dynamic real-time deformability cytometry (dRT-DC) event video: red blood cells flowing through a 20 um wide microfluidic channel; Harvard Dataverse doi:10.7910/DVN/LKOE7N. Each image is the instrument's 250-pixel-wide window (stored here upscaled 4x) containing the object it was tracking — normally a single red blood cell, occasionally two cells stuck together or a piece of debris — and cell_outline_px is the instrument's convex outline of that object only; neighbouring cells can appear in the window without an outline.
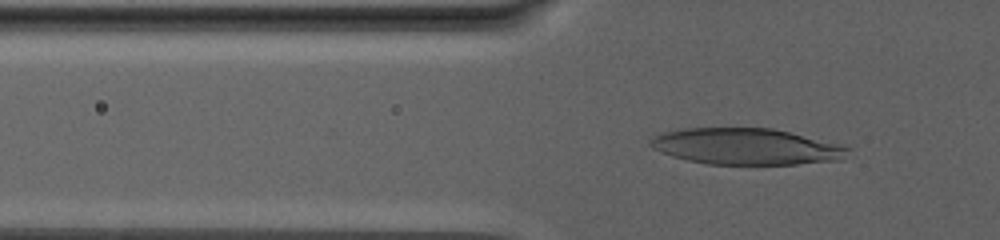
{"species": "human", "species_latin": "Homo sapiens", "temperature_condition": "warm", "stored_images_in_passage": 83, "camera_frame_rate_fps": 3000, "um_per_image_px": 0.085, "donor": {"sex": "male"}, "frame": {"image": 1, "passage_image": 30, "time_ms": 9.667, "image_size_px": [1000, 240], "cell_outline_px": [[856, 156], [840, 160], [796, 164], [704, 164], [672, 156], [660, 152], [652, 148], [648, 144], [656, 136], [664, 132], [684, 128], [772, 128], [840, 144], [852, 148]], "centroid_in_image_um": [63.53, 12.46], "position_along_channel_um": 62.3, "area_um2": 42.14}}
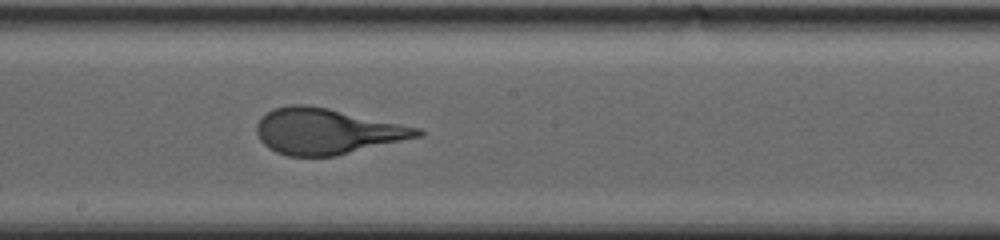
{"frame": {"image": 2, "passage_image": 50, "time_ms": 16.333, "image_size_px": [1000, 240], "cell_outline_px": [[424, 136], [336, 156], [288, 156], [276, 152], [268, 148], [260, 140], [256, 132], [256, 124], [268, 112], [276, 108], [288, 104], [308, 104], [328, 108], [420, 128], [424, 132]], "centroid_in_image_um": [27.79, 11.17], "position_along_channel_um": 220.4, "area_um2": 42.89}}
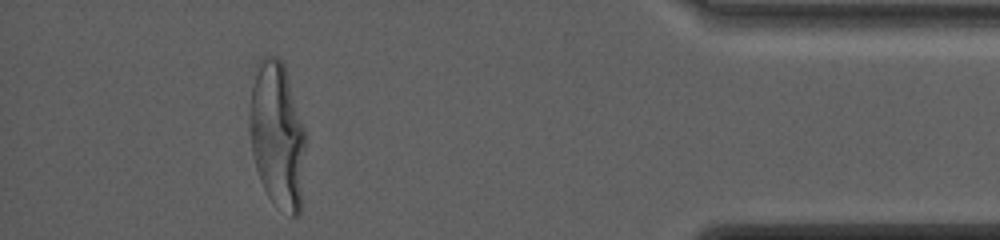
{"frame": {"image": 3, "passage_image": 77, "time_ms": 25.333, "image_size_px": [1000, 240], "cell_outline_px": [[308, 140], [300, 216], [292, 216], [276, 208], [268, 196], [260, 180], [256, 168], [252, 152], [248, 128], [252, 88], [256, 64], [264, 56], [276, 56], [284, 64], [308, 132]], "centroid_in_image_um": [23.63, 11.53], "position_along_channel_um": 411.6, "area_um2": 49.42}}